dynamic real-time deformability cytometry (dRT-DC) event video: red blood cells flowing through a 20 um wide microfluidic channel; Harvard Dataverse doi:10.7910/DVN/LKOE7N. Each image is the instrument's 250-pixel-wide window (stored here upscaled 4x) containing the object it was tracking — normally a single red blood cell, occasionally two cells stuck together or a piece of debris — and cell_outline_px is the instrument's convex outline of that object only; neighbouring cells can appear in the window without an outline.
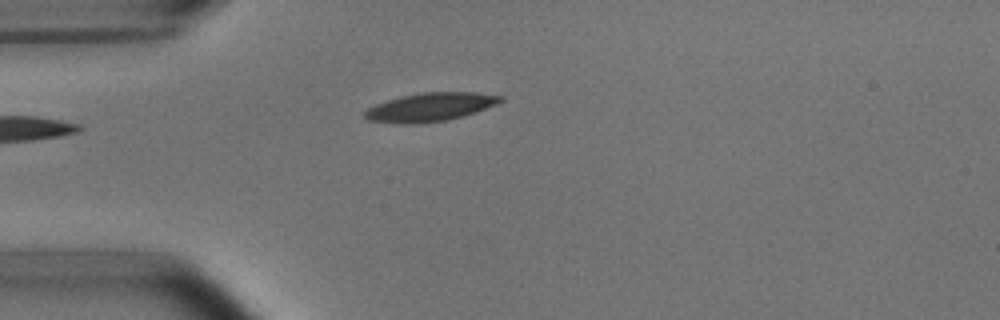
{"species": "common noctule bat (a hibernating species)", "species_latin": "Nyctalus noctula", "temperature_condition": "room temperature", "stored_images_in_passage": 6, "camera_frame_rate_fps": 3000, "um_per_image_px": 0.085, "animal": {"sex": "male", "body_mass_g": 15.6}, "frame": {"image": 1, "passage_image": 6, "time_ms": 6.667, "image_size_px": [1000, 320], "cell_outline_px": [[504, 100], [496, 104], [476, 112], [464, 116], [448, 120], [420, 124], [400, 124], [368, 120], [364, 116], [364, 112], [368, 108], [376, 104], [400, 96], [420, 92], [476, 92], [504, 96]], "centroid_in_image_um": [36.58, 9.1], "position_along_channel_um": 48.4, "area_um2": 22.77}}